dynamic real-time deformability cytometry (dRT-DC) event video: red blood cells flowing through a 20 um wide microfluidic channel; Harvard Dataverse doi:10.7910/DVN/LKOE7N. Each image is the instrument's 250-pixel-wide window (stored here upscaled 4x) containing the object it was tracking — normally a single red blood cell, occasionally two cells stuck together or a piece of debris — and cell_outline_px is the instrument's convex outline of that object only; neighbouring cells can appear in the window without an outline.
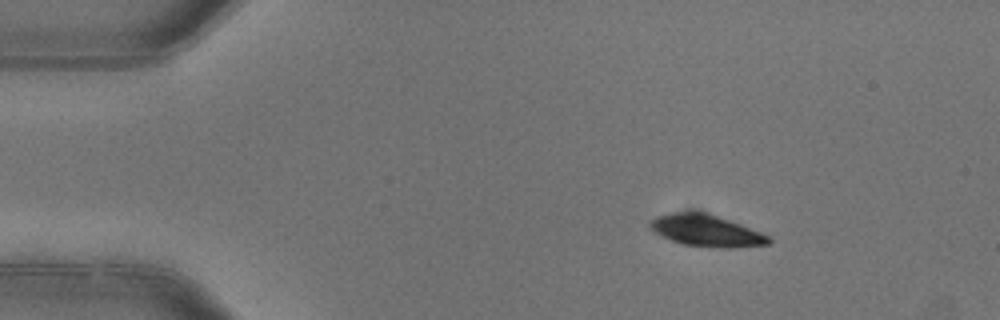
{"species": "common noctule bat (a hibernating species)", "species_latin": "Nyctalus noctula", "temperature_condition": "warm", "stored_images_in_passage": 3, "camera_frame_rate_fps": 3000, "um_per_image_px": 0.085, "animal": {"sex": "female"}, "frame": {"image": 1, "passage_image": 1, "time_ms": 0.0, "image_size_px": [1000, 320], "cell_outline_px": [[772, 240], [768, 244], [732, 248], [708, 248], [680, 244], [660, 236], [652, 232], [648, 228], [648, 220], [656, 216], [672, 212], [704, 212], [740, 224], [760, 232], [768, 236]], "centroid_in_image_um": [59.94, 19.62], "position_along_channel_um": 25.1, "area_um2": 22.2}}